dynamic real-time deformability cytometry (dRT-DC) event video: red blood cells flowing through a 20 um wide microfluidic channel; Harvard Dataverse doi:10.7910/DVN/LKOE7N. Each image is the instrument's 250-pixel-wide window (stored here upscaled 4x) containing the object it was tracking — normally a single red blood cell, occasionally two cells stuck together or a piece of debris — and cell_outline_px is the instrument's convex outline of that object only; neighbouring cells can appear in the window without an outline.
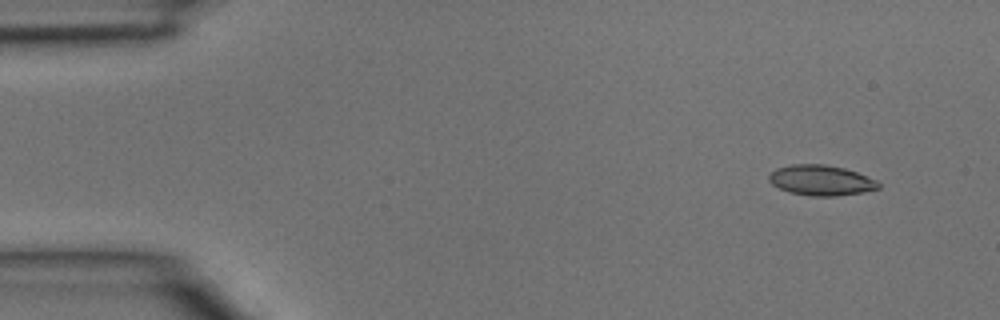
{"species": "common noctule bat (a hibernating species)", "species_latin": "Nyctalus noctula", "temperature_condition": "room temperature", "stored_images_in_passage": 5, "camera_frame_rate_fps": 3000, "um_per_image_px": 0.085, "animal": {"sex": "male", "body_mass_g": 15.6}, "frame": {"image": 1, "passage_image": 2, "time_ms": 0.333, "image_size_px": [1000, 320], "cell_outline_px": [[880, 188], [864, 192], [836, 196], [808, 196], [792, 192], [780, 188], [772, 184], [768, 180], [768, 176], [776, 168], [792, 164], [824, 164], [844, 168], [856, 172], [876, 180], [880, 184]], "centroid_in_image_um": [69.79, 15.32], "position_along_channel_um": 15.2, "area_um2": 19.31}}